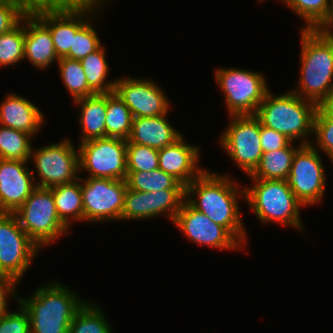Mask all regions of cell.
Instances as JSON below:
<instances>
[{
    "label": "cell",
    "mask_w": 333,
    "mask_h": 333,
    "mask_svg": "<svg viewBox=\"0 0 333 333\" xmlns=\"http://www.w3.org/2000/svg\"><path fill=\"white\" fill-rule=\"evenodd\" d=\"M18 306L19 310L9 311L0 318V333H31L28 312L20 303Z\"/></svg>",
    "instance_id": "74e56055"
},
{
    "label": "cell",
    "mask_w": 333,
    "mask_h": 333,
    "mask_svg": "<svg viewBox=\"0 0 333 333\" xmlns=\"http://www.w3.org/2000/svg\"><path fill=\"white\" fill-rule=\"evenodd\" d=\"M300 75L292 91L319 105L333 92V42L300 29Z\"/></svg>",
    "instance_id": "277c9868"
},
{
    "label": "cell",
    "mask_w": 333,
    "mask_h": 333,
    "mask_svg": "<svg viewBox=\"0 0 333 333\" xmlns=\"http://www.w3.org/2000/svg\"><path fill=\"white\" fill-rule=\"evenodd\" d=\"M97 14L99 13L96 11V14L94 13L76 31L75 37H73L72 47L69 50V54L66 56L67 58L81 61L84 57L96 51L101 45H103L100 41L101 39L98 37V32L93 23V20L95 21L97 18Z\"/></svg>",
    "instance_id": "d6a6232c"
},
{
    "label": "cell",
    "mask_w": 333,
    "mask_h": 333,
    "mask_svg": "<svg viewBox=\"0 0 333 333\" xmlns=\"http://www.w3.org/2000/svg\"><path fill=\"white\" fill-rule=\"evenodd\" d=\"M321 38L333 42V4L331 3L325 17L313 29Z\"/></svg>",
    "instance_id": "60d3db41"
},
{
    "label": "cell",
    "mask_w": 333,
    "mask_h": 333,
    "mask_svg": "<svg viewBox=\"0 0 333 333\" xmlns=\"http://www.w3.org/2000/svg\"><path fill=\"white\" fill-rule=\"evenodd\" d=\"M18 281L10 276L0 275V318H2L4 315H6L9 312V305H8V297L13 296V298H16V301L18 303L17 297V287Z\"/></svg>",
    "instance_id": "ab89813d"
},
{
    "label": "cell",
    "mask_w": 333,
    "mask_h": 333,
    "mask_svg": "<svg viewBox=\"0 0 333 333\" xmlns=\"http://www.w3.org/2000/svg\"><path fill=\"white\" fill-rule=\"evenodd\" d=\"M168 114L133 118L127 144H139L160 150L178 140L180 133L171 125Z\"/></svg>",
    "instance_id": "7402d4cb"
},
{
    "label": "cell",
    "mask_w": 333,
    "mask_h": 333,
    "mask_svg": "<svg viewBox=\"0 0 333 333\" xmlns=\"http://www.w3.org/2000/svg\"><path fill=\"white\" fill-rule=\"evenodd\" d=\"M41 248L24 232L13 213H0V274L22 279Z\"/></svg>",
    "instance_id": "7c38bea8"
},
{
    "label": "cell",
    "mask_w": 333,
    "mask_h": 333,
    "mask_svg": "<svg viewBox=\"0 0 333 333\" xmlns=\"http://www.w3.org/2000/svg\"><path fill=\"white\" fill-rule=\"evenodd\" d=\"M133 118L130 109L115 91L107 93L105 138L127 140L131 132Z\"/></svg>",
    "instance_id": "4316f807"
},
{
    "label": "cell",
    "mask_w": 333,
    "mask_h": 333,
    "mask_svg": "<svg viewBox=\"0 0 333 333\" xmlns=\"http://www.w3.org/2000/svg\"><path fill=\"white\" fill-rule=\"evenodd\" d=\"M31 160L40 180L35 182L37 187L51 188L80 178L79 149L74 148L69 138L38 149L32 146Z\"/></svg>",
    "instance_id": "9c48e42d"
},
{
    "label": "cell",
    "mask_w": 333,
    "mask_h": 333,
    "mask_svg": "<svg viewBox=\"0 0 333 333\" xmlns=\"http://www.w3.org/2000/svg\"><path fill=\"white\" fill-rule=\"evenodd\" d=\"M31 139L26 132L0 125V159L29 161Z\"/></svg>",
    "instance_id": "f546056e"
},
{
    "label": "cell",
    "mask_w": 333,
    "mask_h": 333,
    "mask_svg": "<svg viewBox=\"0 0 333 333\" xmlns=\"http://www.w3.org/2000/svg\"><path fill=\"white\" fill-rule=\"evenodd\" d=\"M159 150L145 145L127 144V172L152 171L159 168Z\"/></svg>",
    "instance_id": "e575fe53"
},
{
    "label": "cell",
    "mask_w": 333,
    "mask_h": 333,
    "mask_svg": "<svg viewBox=\"0 0 333 333\" xmlns=\"http://www.w3.org/2000/svg\"><path fill=\"white\" fill-rule=\"evenodd\" d=\"M185 199L186 189L142 192L127 188L120 220H149L166 215L173 223Z\"/></svg>",
    "instance_id": "9a60e30c"
},
{
    "label": "cell",
    "mask_w": 333,
    "mask_h": 333,
    "mask_svg": "<svg viewBox=\"0 0 333 333\" xmlns=\"http://www.w3.org/2000/svg\"><path fill=\"white\" fill-rule=\"evenodd\" d=\"M104 313L97 304L87 301L72 319L69 333H112Z\"/></svg>",
    "instance_id": "4dcf8cb0"
},
{
    "label": "cell",
    "mask_w": 333,
    "mask_h": 333,
    "mask_svg": "<svg viewBox=\"0 0 333 333\" xmlns=\"http://www.w3.org/2000/svg\"><path fill=\"white\" fill-rule=\"evenodd\" d=\"M114 91L130 109L133 117H151L168 114L170 102L162 87L149 79L116 78Z\"/></svg>",
    "instance_id": "e0dca14e"
},
{
    "label": "cell",
    "mask_w": 333,
    "mask_h": 333,
    "mask_svg": "<svg viewBox=\"0 0 333 333\" xmlns=\"http://www.w3.org/2000/svg\"><path fill=\"white\" fill-rule=\"evenodd\" d=\"M252 184L245 186L247 205L263 224L280 223L302 231L300 216L304 205L297 199L286 180L251 179Z\"/></svg>",
    "instance_id": "5b68a950"
},
{
    "label": "cell",
    "mask_w": 333,
    "mask_h": 333,
    "mask_svg": "<svg viewBox=\"0 0 333 333\" xmlns=\"http://www.w3.org/2000/svg\"><path fill=\"white\" fill-rule=\"evenodd\" d=\"M214 78L224 94L229 116L255 115L269 91L261 72L241 68H217Z\"/></svg>",
    "instance_id": "ba28073f"
},
{
    "label": "cell",
    "mask_w": 333,
    "mask_h": 333,
    "mask_svg": "<svg viewBox=\"0 0 333 333\" xmlns=\"http://www.w3.org/2000/svg\"><path fill=\"white\" fill-rule=\"evenodd\" d=\"M315 118H333V92L318 105Z\"/></svg>",
    "instance_id": "b9f144b4"
},
{
    "label": "cell",
    "mask_w": 333,
    "mask_h": 333,
    "mask_svg": "<svg viewBox=\"0 0 333 333\" xmlns=\"http://www.w3.org/2000/svg\"><path fill=\"white\" fill-rule=\"evenodd\" d=\"M230 177L206 169L186 186L185 200L214 223L225 227L245 247L248 235L238 203L240 197L245 198V190Z\"/></svg>",
    "instance_id": "6da1fadb"
},
{
    "label": "cell",
    "mask_w": 333,
    "mask_h": 333,
    "mask_svg": "<svg viewBox=\"0 0 333 333\" xmlns=\"http://www.w3.org/2000/svg\"><path fill=\"white\" fill-rule=\"evenodd\" d=\"M30 5L33 4H47V3H65L74 0H26Z\"/></svg>",
    "instance_id": "7bdbcfd3"
},
{
    "label": "cell",
    "mask_w": 333,
    "mask_h": 333,
    "mask_svg": "<svg viewBox=\"0 0 333 333\" xmlns=\"http://www.w3.org/2000/svg\"><path fill=\"white\" fill-rule=\"evenodd\" d=\"M104 46L84 57L80 62L86 75L89 87L95 93H110L115 89L116 79L107 80L109 64Z\"/></svg>",
    "instance_id": "484cf974"
},
{
    "label": "cell",
    "mask_w": 333,
    "mask_h": 333,
    "mask_svg": "<svg viewBox=\"0 0 333 333\" xmlns=\"http://www.w3.org/2000/svg\"><path fill=\"white\" fill-rule=\"evenodd\" d=\"M24 59L39 70L59 60L49 28L31 10L25 15Z\"/></svg>",
    "instance_id": "ffe728a7"
},
{
    "label": "cell",
    "mask_w": 333,
    "mask_h": 333,
    "mask_svg": "<svg viewBox=\"0 0 333 333\" xmlns=\"http://www.w3.org/2000/svg\"><path fill=\"white\" fill-rule=\"evenodd\" d=\"M28 163L0 159V213H14L37 187Z\"/></svg>",
    "instance_id": "ac0fdd59"
},
{
    "label": "cell",
    "mask_w": 333,
    "mask_h": 333,
    "mask_svg": "<svg viewBox=\"0 0 333 333\" xmlns=\"http://www.w3.org/2000/svg\"><path fill=\"white\" fill-rule=\"evenodd\" d=\"M125 181L128 189L142 192H155L165 189H186V186L160 168L152 171L127 172Z\"/></svg>",
    "instance_id": "83f0119b"
},
{
    "label": "cell",
    "mask_w": 333,
    "mask_h": 333,
    "mask_svg": "<svg viewBox=\"0 0 333 333\" xmlns=\"http://www.w3.org/2000/svg\"><path fill=\"white\" fill-rule=\"evenodd\" d=\"M57 64L61 80L73 99L72 101L96 94L87 83L86 75L80 61L61 57Z\"/></svg>",
    "instance_id": "f1b7e54d"
},
{
    "label": "cell",
    "mask_w": 333,
    "mask_h": 333,
    "mask_svg": "<svg viewBox=\"0 0 333 333\" xmlns=\"http://www.w3.org/2000/svg\"><path fill=\"white\" fill-rule=\"evenodd\" d=\"M0 104V125L30 134L33 138L43 127L45 115L29 99L8 93Z\"/></svg>",
    "instance_id": "44dd1931"
},
{
    "label": "cell",
    "mask_w": 333,
    "mask_h": 333,
    "mask_svg": "<svg viewBox=\"0 0 333 333\" xmlns=\"http://www.w3.org/2000/svg\"><path fill=\"white\" fill-rule=\"evenodd\" d=\"M291 11L305 22L301 29L313 30L325 17L331 0H283Z\"/></svg>",
    "instance_id": "836d02e7"
},
{
    "label": "cell",
    "mask_w": 333,
    "mask_h": 333,
    "mask_svg": "<svg viewBox=\"0 0 333 333\" xmlns=\"http://www.w3.org/2000/svg\"><path fill=\"white\" fill-rule=\"evenodd\" d=\"M60 220L69 228L75 220L84 222L81 177L75 182L50 188Z\"/></svg>",
    "instance_id": "d4e9b609"
},
{
    "label": "cell",
    "mask_w": 333,
    "mask_h": 333,
    "mask_svg": "<svg viewBox=\"0 0 333 333\" xmlns=\"http://www.w3.org/2000/svg\"><path fill=\"white\" fill-rule=\"evenodd\" d=\"M265 0H258V2H264ZM279 1H281V2H283V0H279Z\"/></svg>",
    "instance_id": "ee69618b"
},
{
    "label": "cell",
    "mask_w": 333,
    "mask_h": 333,
    "mask_svg": "<svg viewBox=\"0 0 333 333\" xmlns=\"http://www.w3.org/2000/svg\"><path fill=\"white\" fill-rule=\"evenodd\" d=\"M183 135L172 145L159 150V168L171 174L184 186L189 185L206 169L200 166V147L186 143ZM199 164V165H198Z\"/></svg>",
    "instance_id": "d6986e66"
},
{
    "label": "cell",
    "mask_w": 333,
    "mask_h": 333,
    "mask_svg": "<svg viewBox=\"0 0 333 333\" xmlns=\"http://www.w3.org/2000/svg\"><path fill=\"white\" fill-rule=\"evenodd\" d=\"M230 122L220 137V146L228 157L250 175L263 154L260 138V121L255 115L229 116Z\"/></svg>",
    "instance_id": "30bf717a"
},
{
    "label": "cell",
    "mask_w": 333,
    "mask_h": 333,
    "mask_svg": "<svg viewBox=\"0 0 333 333\" xmlns=\"http://www.w3.org/2000/svg\"><path fill=\"white\" fill-rule=\"evenodd\" d=\"M107 1L110 0L33 4L30 10L49 28L55 51L61 58L69 54L76 31Z\"/></svg>",
    "instance_id": "8992f818"
},
{
    "label": "cell",
    "mask_w": 333,
    "mask_h": 333,
    "mask_svg": "<svg viewBox=\"0 0 333 333\" xmlns=\"http://www.w3.org/2000/svg\"><path fill=\"white\" fill-rule=\"evenodd\" d=\"M311 145L331 160L333 163V118H315ZM315 145H314V144Z\"/></svg>",
    "instance_id": "8d00e7d4"
},
{
    "label": "cell",
    "mask_w": 333,
    "mask_h": 333,
    "mask_svg": "<svg viewBox=\"0 0 333 333\" xmlns=\"http://www.w3.org/2000/svg\"><path fill=\"white\" fill-rule=\"evenodd\" d=\"M30 8L26 0H0V34L16 27Z\"/></svg>",
    "instance_id": "d590c367"
},
{
    "label": "cell",
    "mask_w": 333,
    "mask_h": 333,
    "mask_svg": "<svg viewBox=\"0 0 333 333\" xmlns=\"http://www.w3.org/2000/svg\"><path fill=\"white\" fill-rule=\"evenodd\" d=\"M317 109V104L299 97L291 89L276 96L269 90L255 116L262 126L283 133L290 141L308 145Z\"/></svg>",
    "instance_id": "3957f363"
},
{
    "label": "cell",
    "mask_w": 333,
    "mask_h": 333,
    "mask_svg": "<svg viewBox=\"0 0 333 333\" xmlns=\"http://www.w3.org/2000/svg\"><path fill=\"white\" fill-rule=\"evenodd\" d=\"M311 144L295 153L286 179L297 199L306 206L321 204L326 191V172L321 154Z\"/></svg>",
    "instance_id": "4fadbf2b"
},
{
    "label": "cell",
    "mask_w": 333,
    "mask_h": 333,
    "mask_svg": "<svg viewBox=\"0 0 333 333\" xmlns=\"http://www.w3.org/2000/svg\"><path fill=\"white\" fill-rule=\"evenodd\" d=\"M18 297L28 312L31 333H69L72 319L87 302L56 280L38 287L26 299Z\"/></svg>",
    "instance_id": "7a4b0ae2"
},
{
    "label": "cell",
    "mask_w": 333,
    "mask_h": 333,
    "mask_svg": "<svg viewBox=\"0 0 333 333\" xmlns=\"http://www.w3.org/2000/svg\"><path fill=\"white\" fill-rule=\"evenodd\" d=\"M80 173L87 171V178L126 180L127 140L99 138L78 145Z\"/></svg>",
    "instance_id": "8fae6325"
},
{
    "label": "cell",
    "mask_w": 333,
    "mask_h": 333,
    "mask_svg": "<svg viewBox=\"0 0 333 333\" xmlns=\"http://www.w3.org/2000/svg\"><path fill=\"white\" fill-rule=\"evenodd\" d=\"M80 109V142L105 138L107 93H96L73 102Z\"/></svg>",
    "instance_id": "603a6c76"
},
{
    "label": "cell",
    "mask_w": 333,
    "mask_h": 333,
    "mask_svg": "<svg viewBox=\"0 0 333 333\" xmlns=\"http://www.w3.org/2000/svg\"><path fill=\"white\" fill-rule=\"evenodd\" d=\"M291 141L285 148L264 152L255 170L248 176L250 179L286 180L292 166L296 151L302 146L295 147Z\"/></svg>",
    "instance_id": "cb8c5ba5"
},
{
    "label": "cell",
    "mask_w": 333,
    "mask_h": 333,
    "mask_svg": "<svg viewBox=\"0 0 333 333\" xmlns=\"http://www.w3.org/2000/svg\"><path fill=\"white\" fill-rule=\"evenodd\" d=\"M173 224L191 242L221 250H242L244 246L223 226L214 223L186 200Z\"/></svg>",
    "instance_id": "2e32d148"
},
{
    "label": "cell",
    "mask_w": 333,
    "mask_h": 333,
    "mask_svg": "<svg viewBox=\"0 0 333 333\" xmlns=\"http://www.w3.org/2000/svg\"><path fill=\"white\" fill-rule=\"evenodd\" d=\"M25 16L12 30L0 34V68L24 60Z\"/></svg>",
    "instance_id": "1f68e13d"
},
{
    "label": "cell",
    "mask_w": 333,
    "mask_h": 333,
    "mask_svg": "<svg viewBox=\"0 0 333 333\" xmlns=\"http://www.w3.org/2000/svg\"><path fill=\"white\" fill-rule=\"evenodd\" d=\"M13 214L24 232L40 248L51 245L70 231L58 217L50 188L36 187Z\"/></svg>",
    "instance_id": "52a82bcc"
},
{
    "label": "cell",
    "mask_w": 333,
    "mask_h": 333,
    "mask_svg": "<svg viewBox=\"0 0 333 333\" xmlns=\"http://www.w3.org/2000/svg\"><path fill=\"white\" fill-rule=\"evenodd\" d=\"M260 138L263 153L285 148L291 142L283 133L262 126L261 123Z\"/></svg>",
    "instance_id": "f35d334b"
},
{
    "label": "cell",
    "mask_w": 333,
    "mask_h": 333,
    "mask_svg": "<svg viewBox=\"0 0 333 333\" xmlns=\"http://www.w3.org/2000/svg\"><path fill=\"white\" fill-rule=\"evenodd\" d=\"M126 190L125 180L81 177L84 222L120 221Z\"/></svg>",
    "instance_id": "5bb4252c"
}]
</instances>
